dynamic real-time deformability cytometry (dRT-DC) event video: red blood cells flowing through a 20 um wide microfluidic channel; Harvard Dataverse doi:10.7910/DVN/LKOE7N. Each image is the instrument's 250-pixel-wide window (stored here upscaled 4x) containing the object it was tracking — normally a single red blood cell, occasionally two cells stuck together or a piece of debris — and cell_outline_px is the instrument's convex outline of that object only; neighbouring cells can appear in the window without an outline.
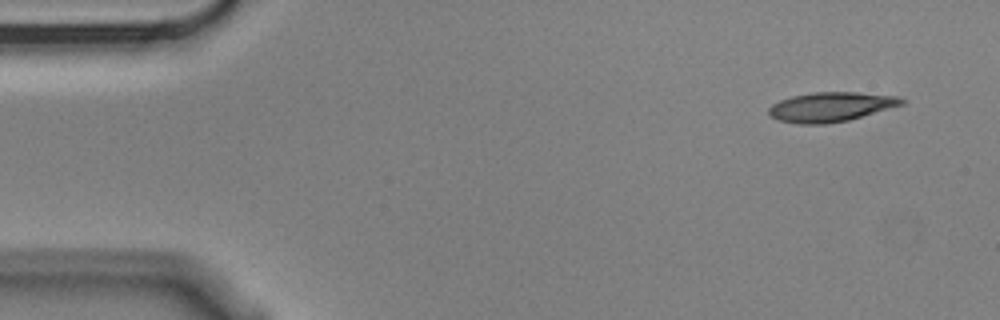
{"species": "Egyptian fruit bat (a non-hibernating species)", "species_latin": "Rousettus aegyptiacus", "temperature_condition": "cold", "stored_images_in_passage": 4, "camera_frame_rate_fps": 3000, "um_per_image_px": 0.085, "animal": {"sex": "male"}, "frame": {"image": 1, "passage_image": 1, "time_ms": 0.0, "image_size_px": [1000, 320], "cell_outline_px": [[908, 100], [904, 104], [848, 120], [824, 124], [800, 124], [780, 120], [768, 116], [768, 108], [772, 104], [780, 100], [792, 96], [812, 92], [856, 92], [900, 96]], "centroid_in_image_um": [70.63, 9.07], "position_along_channel_um": 14.4, "area_um2": 22.95}}
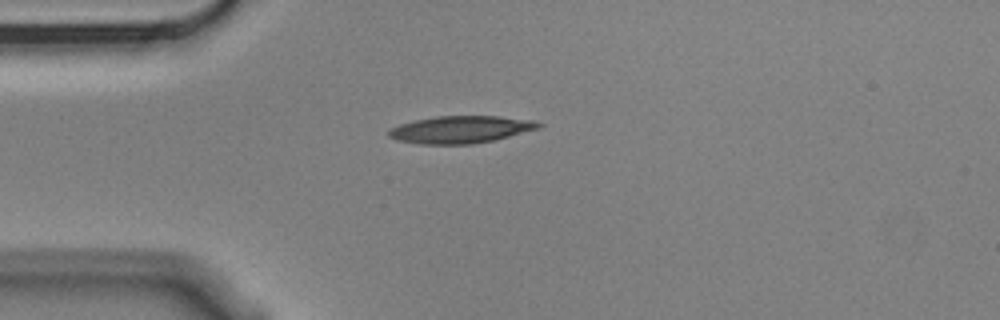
{"frame": {"image": 2, "passage_image": 4, "time_ms": 1.0, "image_size_px": [1000, 320], "cell_outline_px": [[544, 124], [540, 128], [496, 140], [472, 144], [420, 144], [396, 140], [388, 136], [388, 132], [392, 128], [400, 124], [416, 120], [436, 116], [496, 116], [532, 120]], "centroid_in_image_um": [39.18, 11.01], "position_along_channel_um": 45.8, "area_um2": 23.81}}